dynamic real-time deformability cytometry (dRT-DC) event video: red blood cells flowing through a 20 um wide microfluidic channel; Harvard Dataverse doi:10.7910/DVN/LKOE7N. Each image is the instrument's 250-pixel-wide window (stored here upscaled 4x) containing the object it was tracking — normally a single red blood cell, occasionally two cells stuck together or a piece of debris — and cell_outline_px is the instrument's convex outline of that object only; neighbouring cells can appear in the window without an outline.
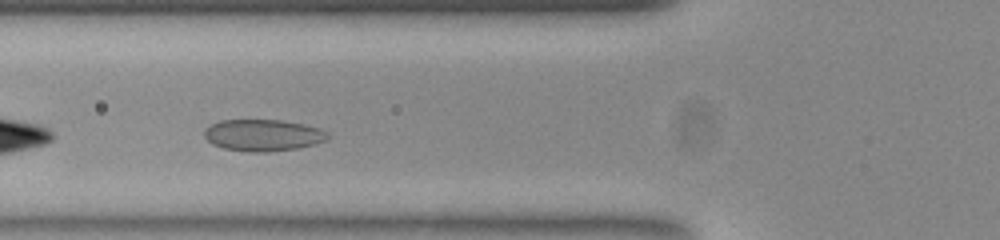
{"species": "common noctule bat (a hibernating species)", "species_latin": "Nyctalus noctula", "temperature_condition": "room temperature", "stored_images_in_passage": 40, "camera_frame_rate_fps": 3000, "um_per_image_px": 0.085, "animal": {"sex": "female", "body_mass_g": 23.0, "forearm_length_mm": 53.4}, "frame": {"image": 1, "passage_image": 5, "time_ms": 1.333, "image_size_px": [1000, 240], "cell_outline_px": [[328, 136], [324, 140], [312, 144], [296, 148], [268, 152], [248, 152], [224, 148], [212, 144], [204, 136], [204, 132], [212, 124], [220, 120], [280, 120], [300, 124], [316, 128], [328, 132]], "centroid_in_image_um": [22.3, 11.5], "position_along_channel_um": 103.5, "area_um2": 22.31}}
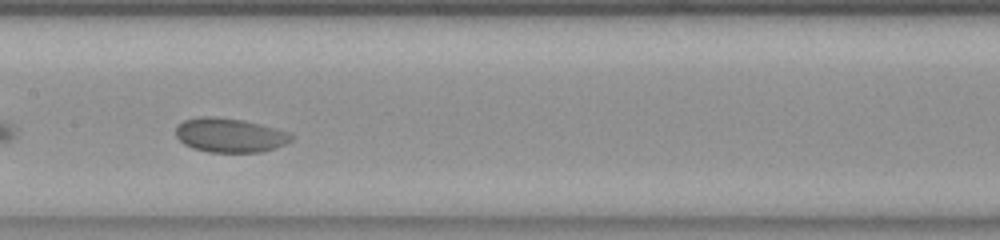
{"frame": {"image": 2, "passage_image": 12, "time_ms": 3.667, "image_size_px": [1000, 240], "cell_outline_px": [[292, 140], [276, 148], [260, 152], [208, 152], [192, 148], [184, 144], [176, 136], [176, 128], [184, 120], [196, 116], [216, 116], [244, 120], [292, 132]], "centroid_in_image_um": [19.54, 11.48], "position_along_channel_um": 187.9, "area_um2": 23.24}}
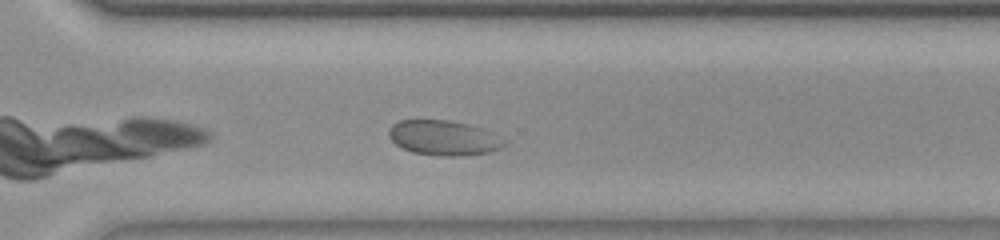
{"frame": {"image": 3, "passage_image": 24, "time_ms": 7.667, "image_size_px": [1000, 240], "cell_outline_px": [[504, 144], [500, 148], [488, 152], [464, 156], [440, 156], [412, 152], [400, 148], [388, 136], [388, 132], [392, 124], [400, 120], [448, 120], [468, 124], [484, 128]], "centroid_in_image_um": [37.62, 11.72], "position_along_channel_um": 333.0, "area_um2": 23.24}, "authors_computed_cell_mechanics": {"area_um2": 23.2356, "velocity_mm_per_s": 3.6263, "shape_relaxation_time_tau1_ms": 3.0543, "shape_relaxation_time_tau2_ms": null, "deformation_change_tau1": 0.0728, "deformation_change_tau2": null}}